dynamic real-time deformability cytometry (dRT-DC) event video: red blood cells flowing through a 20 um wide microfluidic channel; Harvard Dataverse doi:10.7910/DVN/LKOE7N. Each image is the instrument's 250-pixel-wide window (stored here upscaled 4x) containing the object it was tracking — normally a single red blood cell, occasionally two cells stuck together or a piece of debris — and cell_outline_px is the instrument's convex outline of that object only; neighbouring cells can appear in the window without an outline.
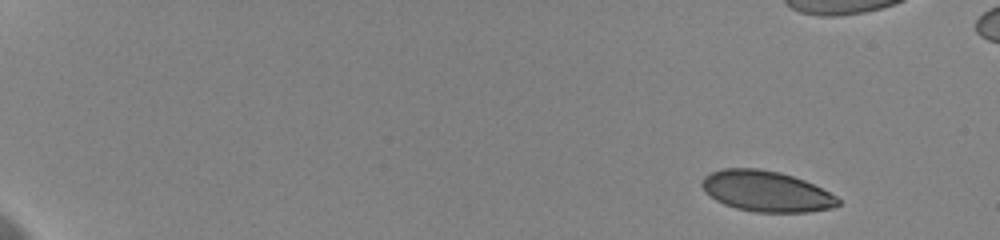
{"species": "human", "species_latin": "Homo sapiens", "temperature_condition": "cold", "stored_images_in_passage": 42, "camera_frame_rate_fps": 3000, "um_per_image_px": 0.085, "donor": {"sex": "female"}, "frame": {"image": 1, "passage_image": 1, "time_ms": 0.0, "image_size_px": [1000, 240], "cell_outline_px": [[840, 204], [832, 208], [808, 212], [756, 212], [736, 208], [724, 204], [716, 200], [700, 184], [704, 176], [712, 172], [724, 168], [756, 168], [780, 172], [804, 180], [836, 196], [840, 200]], "centroid_in_image_um": [65.14, 16.26], "position_along_channel_um": 19.9, "area_um2": 32.02}}
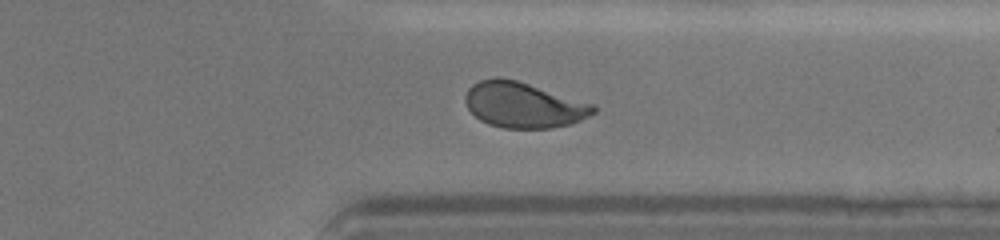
{"frame": {"image": 2, "passage_image": 33, "time_ms": 14.0, "image_size_px": [1000, 240], "cell_outline_px": [[596, 112], [572, 124], [552, 128], [504, 128], [488, 124], [480, 120], [468, 108], [464, 100], [464, 96], [468, 88], [472, 84], [480, 80], [516, 80], [592, 104], [596, 108]], "centroid_in_image_um": [44.49, 8.96], "position_along_channel_um": 366.9, "area_um2": 33.29}}
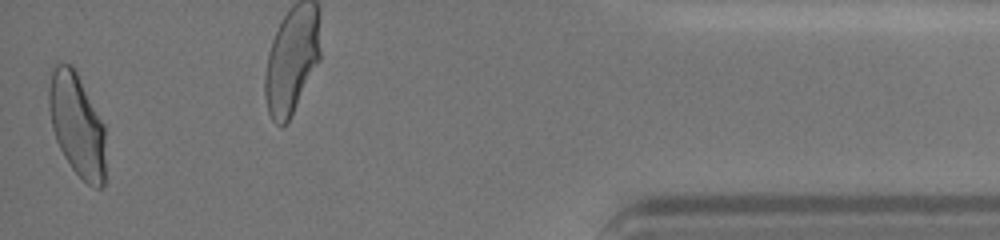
{"frame": {"image": 3, "passage_image": 42, "time_ms": 17.333, "image_size_px": [1000, 240], "cell_outline_px": [[104, 184], [100, 188], [96, 188], [88, 184], [72, 168], [64, 156], [56, 140], [52, 128], [48, 108], [48, 88], [52, 64], [56, 60], [72, 64], [104, 124]], "centroid_in_image_um": [6.5, 10.53], "position_along_channel_um": 428.7, "area_um2": 34.22}, "authors_computed_cell_mechanics": {"area_um2": 34.102, "velocity_mm_per_s": 3.6272, "shape_relaxation_time_tau1_ms": 4.8824, "shape_relaxation_time_tau2_ms": 0.8164, "deformation_change_tau1": 0.1473, "deformation_change_tau2": 0.0518}}